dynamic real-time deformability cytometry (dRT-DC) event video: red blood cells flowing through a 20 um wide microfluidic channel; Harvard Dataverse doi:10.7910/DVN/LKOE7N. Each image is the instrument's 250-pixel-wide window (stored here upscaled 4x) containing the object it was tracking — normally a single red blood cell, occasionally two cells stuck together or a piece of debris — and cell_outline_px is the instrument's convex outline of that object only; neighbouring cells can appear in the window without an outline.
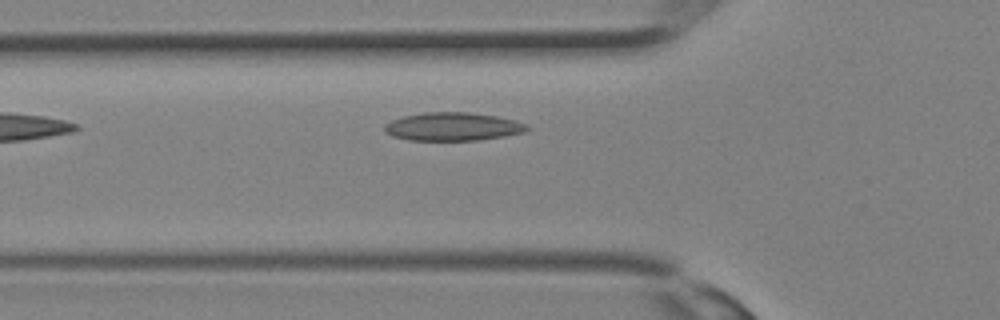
{"species": "Egyptian fruit bat (a non-hibernating species)", "species_latin": "Rousettus aegyptiacus", "temperature_condition": "room temperature", "stored_images_in_passage": 23, "camera_frame_rate_fps": 3000, "um_per_image_px": 0.085, "animal": {"sex": "female"}, "frame": {"image": 1, "passage_image": 2, "time_ms": 0.333, "image_size_px": [1000, 320], "cell_outline_px": [[528, 128], [524, 132], [504, 136], [476, 140], [408, 140], [392, 136], [384, 132], [384, 124], [392, 120], [404, 116], [424, 112], [468, 112], [496, 116], [512, 120], [524, 124]], "centroid_in_image_um": [38.41, 10.76], "position_along_channel_um": 87.4, "area_um2": 23.24}}
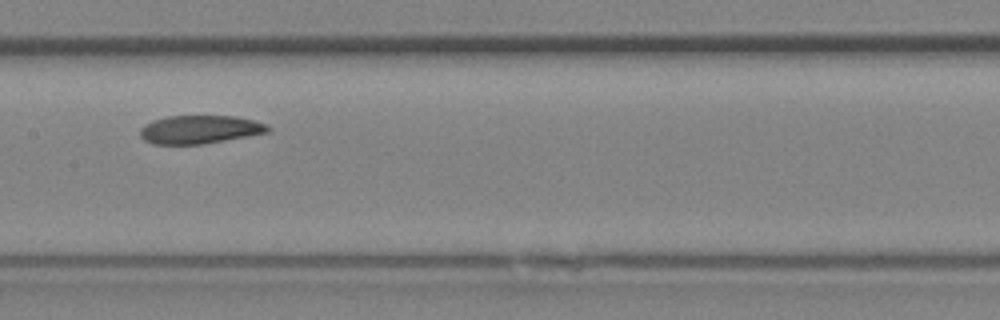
{"frame": {"image": 2, "passage_image": 7, "time_ms": 2.0, "image_size_px": [1000, 320], "cell_outline_px": [[272, 128], [268, 132], [248, 136], [204, 144], [152, 144], [144, 140], [140, 136], [140, 128], [144, 124], [152, 120], [168, 116], [236, 116], [268, 124]], "centroid_in_image_um": [16.97, 11.01], "position_along_channel_um": 190.4, "area_um2": 21.21}}
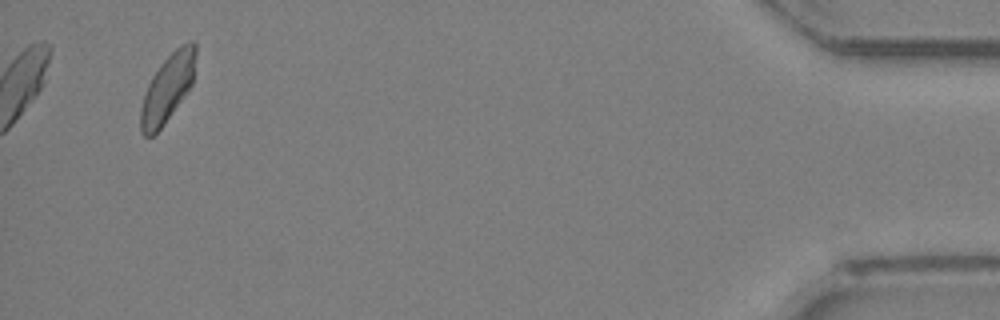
{"frame": {"image": 3, "passage_image": 22, "time_ms": 7.0, "image_size_px": [1000, 320], "cell_outline_px": [[196, 56], [192, 84], [184, 96], [164, 124], [152, 136], [144, 136], [140, 132], [140, 108], [148, 84], [152, 76], [160, 64], [180, 44], [192, 40], [196, 40]], "centroid_in_image_um": [14.25, 7.46], "position_along_channel_um": 421.0, "area_um2": 21.62}}